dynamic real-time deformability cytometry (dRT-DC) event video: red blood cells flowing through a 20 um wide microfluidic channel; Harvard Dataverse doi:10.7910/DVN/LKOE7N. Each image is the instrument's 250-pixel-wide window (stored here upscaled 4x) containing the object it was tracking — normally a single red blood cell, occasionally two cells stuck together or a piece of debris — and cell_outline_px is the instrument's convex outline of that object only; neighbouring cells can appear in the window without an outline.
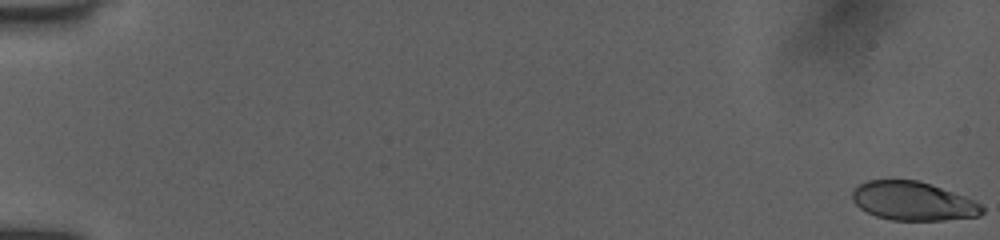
{"species": "human", "species_latin": "Homo sapiens", "temperature_condition": "room temperature", "stored_images_in_passage": 87, "camera_frame_rate_fps": 3000, "um_per_image_px": 0.085, "donor": {"sex": "female"}, "frame": {"image": 1, "passage_image": 1, "time_ms": 0.0, "image_size_px": [1000, 240], "cell_outline_px": [[984, 212], [980, 216], [944, 220], [892, 220], [876, 216], [860, 208], [852, 200], [852, 188], [868, 180], [916, 180], [932, 184], [976, 200], [984, 208]], "centroid_in_image_um": [77.63, 17.09], "position_along_channel_um": 7.4, "area_um2": 29.48}}
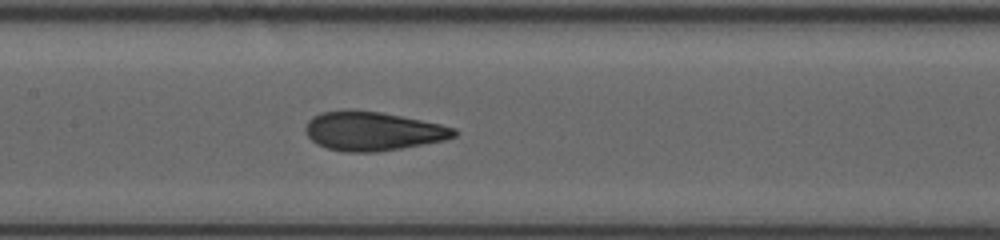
{"frame": {"image": 2, "passage_image": 43, "time_ms": 9.0, "image_size_px": [1000, 240], "cell_outline_px": [[460, 132], [456, 136], [444, 140], [400, 148], [376, 152], [344, 152], [328, 148], [316, 144], [308, 136], [304, 128], [308, 120], [312, 116], [320, 112], [344, 108], [380, 112], [440, 124], [456, 128]], "centroid_in_image_um": [31.64, 11.13], "position_along_channel_um": 175.8, "area_um2": 33.93}}
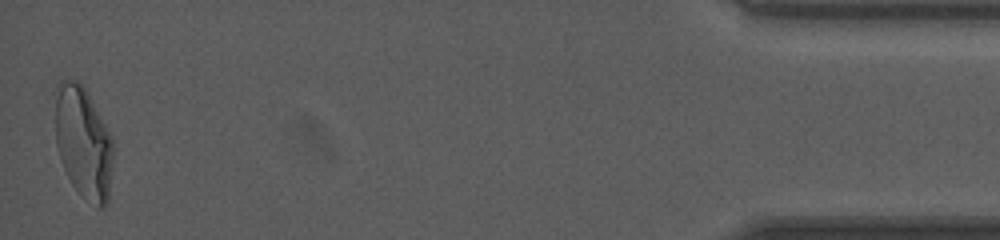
{"frame": {"image": 3, "passage_image": 86, "time_ms": 17.333, "image_size_px": [1000, 240], "cell_outline_px": [[112, 160], [108, 204], [104, 208], [100, 208], [80, 196], [72, 184], [64, 168], [56, 144], [56, 84], [60, 80], [80, 80], [112, 136]], "centroid_in_image_um": [7.09, 12.12], "position_along_channel_um": 428.1, "area_um2": 37.69}, "authors_computed_cell_mechanics": {"area_um2": 33.2928, "velocity_mm_per_s": 4.0089, "shape_relaxation_time_tau1_ms": 4.979, "shape_relaxation_time_tau2_ms": 1.1095, "deformation_change_tau1": 0.1855, "deformation_change_tau2": 0.0696}}